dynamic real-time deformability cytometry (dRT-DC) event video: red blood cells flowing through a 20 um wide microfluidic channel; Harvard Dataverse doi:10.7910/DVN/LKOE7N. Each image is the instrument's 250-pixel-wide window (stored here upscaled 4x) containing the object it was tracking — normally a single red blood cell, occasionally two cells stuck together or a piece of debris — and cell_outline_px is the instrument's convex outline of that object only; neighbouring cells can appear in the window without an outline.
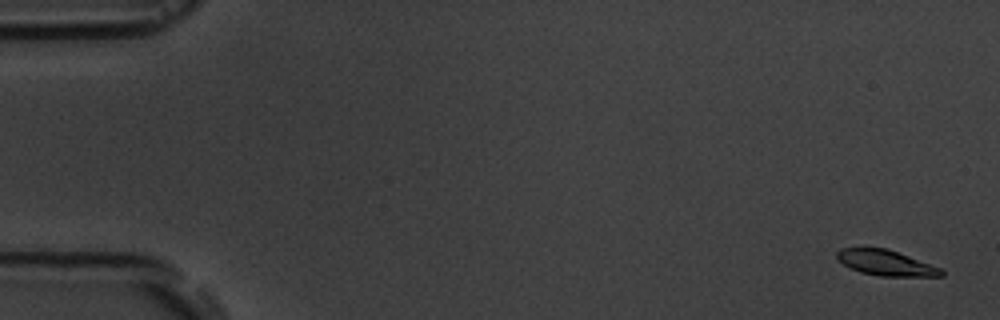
{"species": "common noctule bat (a hibernating species)", "species_latin": "Nyctalus noctula", "temperature_condition": "room temperature", "stored_images_in_passage": 6, "camera_frame_rate_fps": 3000, "um_per_image_px": 0.085, "animal": {"sex": "male", "body_mass_g": 19.5, "forearm_length_mm": 54.6}, "frame": {"image": 1, "passage_image": 1, "time_ms": 0.0, "image_size_px": [1000, 320], "cell_outline_px": [[944, 276], [880, 276], [860, 272], [844, 264], [836, 256], [836, 252], [840, 248], [888, 248], [940, 268], [944, 272]], "centroid_in_image_um": [75.3, 22.34], "position_along_channel_um": 9.7, "area_um2": 15.26}}
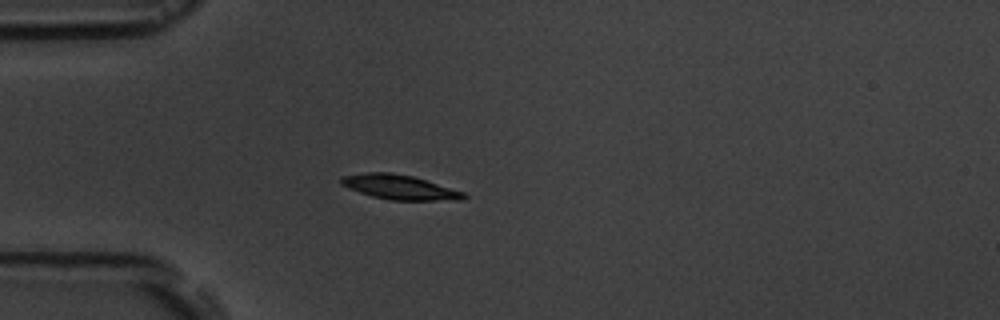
{"frame": {"image": 2, "passage_image": 5, "time_ms": 4.667, "image_size_px": [1000, 320], "cell_outline_px": [[468, 196], [464, 200], [392, 200], [372, 196], [348, 188], [340, 184], [340, 176], [368, 172], [392, 172], [412, 176], [464, 192]], "centroid_in_image_um": [33.95, 15.9], "position_along_channel_um": 51.1, "area_um2": 17.51}}